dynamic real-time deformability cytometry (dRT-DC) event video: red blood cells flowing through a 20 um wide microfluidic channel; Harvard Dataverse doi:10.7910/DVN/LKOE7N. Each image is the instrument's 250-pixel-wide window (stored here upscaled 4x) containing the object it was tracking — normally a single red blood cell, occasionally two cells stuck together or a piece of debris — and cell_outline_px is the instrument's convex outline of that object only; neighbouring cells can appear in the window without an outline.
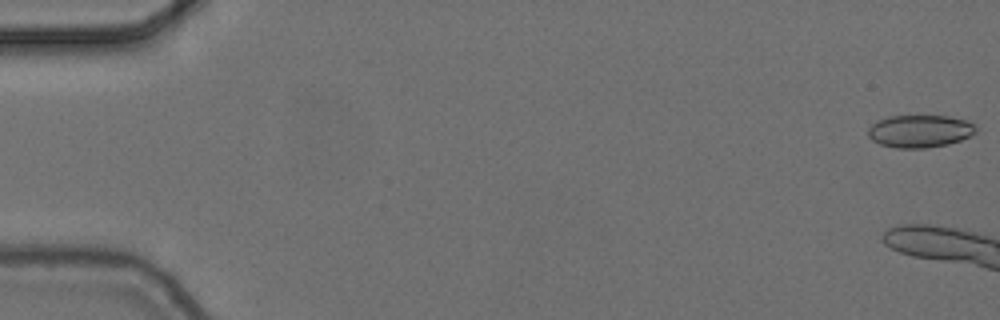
{"species": "common noctule bat (a hibernating species)", "species_latin": "Nyctalus noctula", "temperature_condition": "cold", "stored_images_in_passage": 5, "camera_frame_rate_fps": 3000, "um_per_image_px": 0.085, "animal": {"sex": "female", "body_mass_g": 24.6, "forearm_length_mm": 56.2}, "frame": {"image": 1, "passage_image": 1, "time_ms": 0.0, "image_size_px": [1000, 320], "cell_outline_px": [[976, 132], [960, 140], [948, 144], [924, 148], [896, 148], [880, 144], [872, 140], [868, 136], [868, 128], [876, 120], [888, 116], [948, 116], [968, 120], [976, 124]], "centroid_in_image_um": [78.18, 11.14], "position_along_channel_um": 6.8, "area_um2": 20.58}}